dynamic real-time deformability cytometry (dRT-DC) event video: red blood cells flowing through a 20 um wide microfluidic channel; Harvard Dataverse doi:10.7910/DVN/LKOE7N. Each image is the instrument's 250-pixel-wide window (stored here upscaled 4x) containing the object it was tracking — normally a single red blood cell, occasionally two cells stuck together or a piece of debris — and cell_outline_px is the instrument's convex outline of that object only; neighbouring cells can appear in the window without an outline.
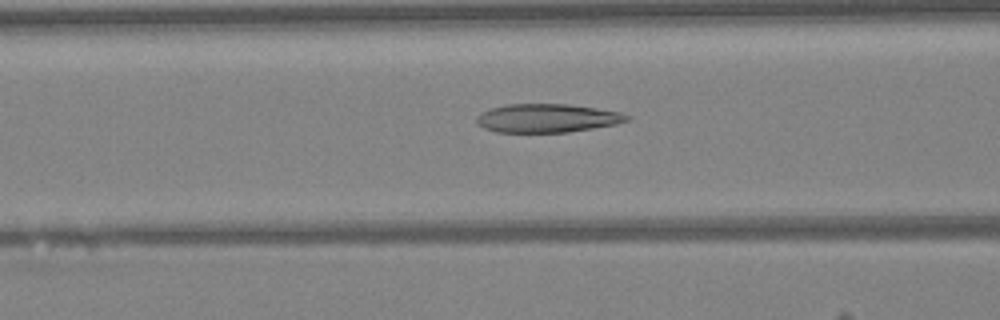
{"species": "Egyptian fruit bat (a non-hibernating species)", "species_latin": "Rousettus aegyptiacus", "temperature_condition": "warm", "stored_images_in_passage": 34, "camera_frame_rate_fps": 3000, "um_per_image_px": 0.085, "animal": {"sex": "female"}, "frame": {"image": 1, "passage_image": 11, "time_ms": 3.333, "image_size_px": [1000, 320], "cell_outline_px": [[632, 120], [616, 124], [568, 132], [496, 132], [484, 128], [476, 120], [476, 116], [492, 108], [504, 104], [568, 104], [596, 108], [620, 112], [632, 116]], "centroid_in_image_um": [46.56, 10.04], "position_along_channel_um": 120.0, "area_um2": 24.97}}
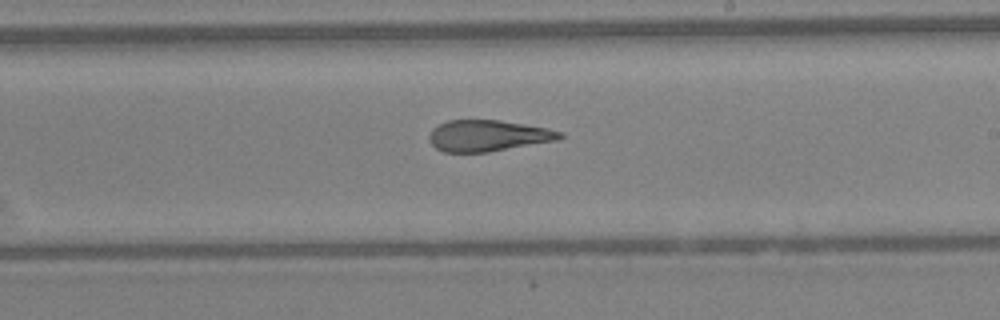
{"frame": {"image": 2, "passage_image": 20, "time_ms": 6.333, "image_size_px": [1000, 320], "cell_outline_px": [[564, 136], [560, 140], [488, 152], [444, 152], [436, 148], [428, 140], [428, 136], [432, 128], [448, 120], [500, 120], [548, 128], [564, 132]], "centroid_in_image_um": [41.5, 11.53], "position_along_channel_um": 247.5, "area_um2": 23.99}}
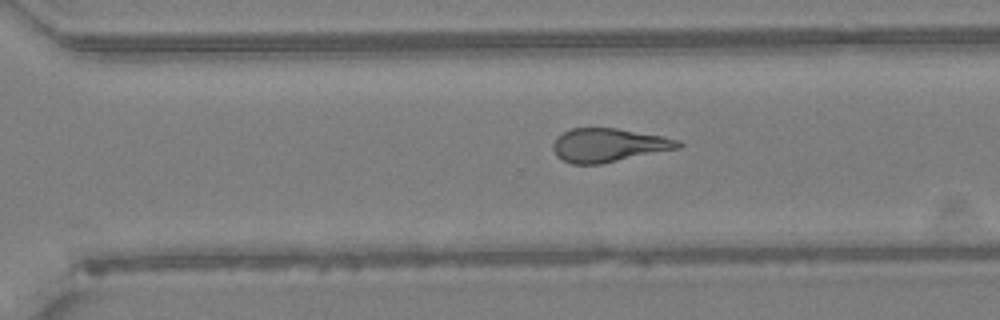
{"frame": {"image": 3, "passage_image": 25, "time_ms": 8.0, "image_size_px": [1000, 320], "cell_outline_px": [[684, 144], [680, 148], [600, 164], [572, 164], [556, 156], [552, 148], [552, 144], [556, 136], [572, 128], [616, 128], [660, 136], [680, 140]], "centroid_in_image_um": [51.71, 12.34], "position_along_channel_um": 318.9, "area_um2": 24.45}, "authors_computed_cell_mechanics": {"area_um2": 25.5187, "velocity_mm_per_s": 4.2732, "shape_relaxation_time_tau1_ms": null, "shape_relaxation_time_tau2_ms": 2.5648, "deformation_change_tau1": null, "deformation_change_tau2": 0.1149}}